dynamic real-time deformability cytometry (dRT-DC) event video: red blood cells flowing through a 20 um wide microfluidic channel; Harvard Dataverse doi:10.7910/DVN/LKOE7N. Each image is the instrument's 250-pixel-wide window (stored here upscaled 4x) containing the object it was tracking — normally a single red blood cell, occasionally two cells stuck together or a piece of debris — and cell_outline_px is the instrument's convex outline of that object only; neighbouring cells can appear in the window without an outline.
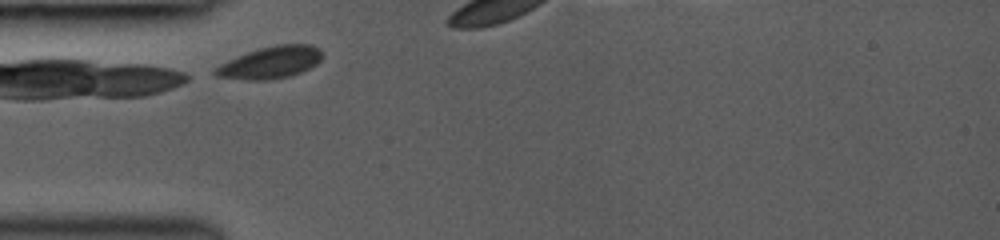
{"species": "common noctule bat (a hibernating species)", "species_latin": "Nyctalus noctula", "temperature_condition": "room temperature", "stored_images_in_passage": 5, "camera_frame_rate_fps": 3000, "um_per_image_px": 0.085, "animal": {"sex": "female", "body_mass_g": 19.0, "forearm_length_mm": 53.3}, "frame": {"image": 1, "passage_image": 1, "time_ms": 0.0, "image_size_px": [1000, 240], "cell_outline_px": [[324, 56], [316, 64], [300, 72], [288, 76], [268, 80], [248, 80], [216, 76], [212, 72], [220, 64], [236, 56], [260, 48], [276, 44], [308, 44], [320, 48], [324, 52]], "centroid_in_image_um": [23.01, 5.3], "position_along_channel_um": 62.0, "area_um2": 19.94}}